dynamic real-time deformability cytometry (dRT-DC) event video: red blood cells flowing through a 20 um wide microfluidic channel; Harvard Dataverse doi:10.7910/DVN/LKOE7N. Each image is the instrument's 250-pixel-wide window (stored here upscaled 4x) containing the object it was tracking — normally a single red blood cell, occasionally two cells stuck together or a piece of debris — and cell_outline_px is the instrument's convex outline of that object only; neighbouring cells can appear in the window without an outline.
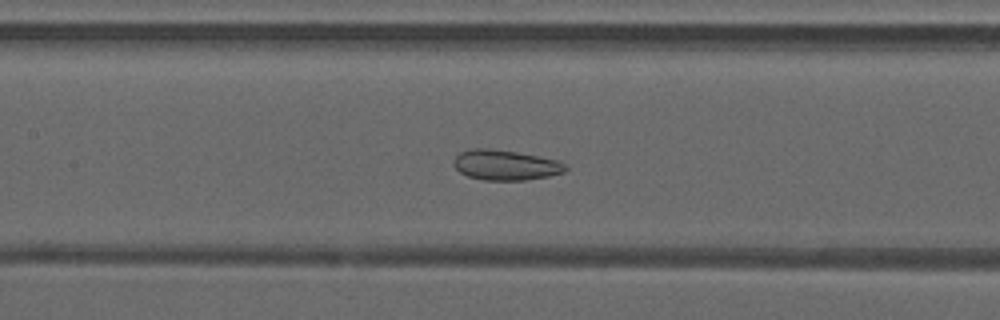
{"species": "common noctule bat (a hibernating species)", "species_latin": "Nyctalus noctula", "temperature_condition": "warm", "stored_images_in_passage": 49, "camera_frame_rate_fps": 3000, "um_per_image_px": 0.085, "animal": {"sex": "male", "forearm_length_mm": 52.5}, "frame": {"image": 1, "passage_image": 22, "time_ms": 7.0, "image_size_px": [1000, 320], "cell_outline_px": [[568, 168], [564, 172], [548, 176], [524, 180], [484, 180], [468, 176], [460, 172], [452, 164], [456, 156], [460, 152], [472, 148], [488, 148], [516, 152], [556, 160], [564, 164]], "centroid_in_image_um": [42.93, 14.03], "position_along_channel_um": 164.5, "area_um2": 19.48}}
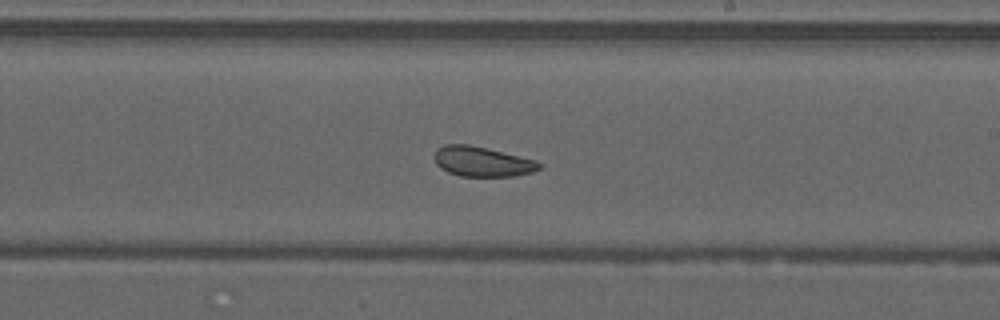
{"frame": {"image": 2, "passage_image": 28, "time_ms": 9.0, "image_size_px": [1000, 320], "cell_outline_px": [[540, 168], [532, 172], [516, 176], [460, 176], [448, 172], [440, 168], [436, 164], [432, 156], [436, 148], [444, 144], [468, 144], [488, 148], [536, 160], [540, 164]], "centroid_in_image_um": [40.93, 13.72], "position_along_channel_um": 248.1, "area_um2": 18.5}}
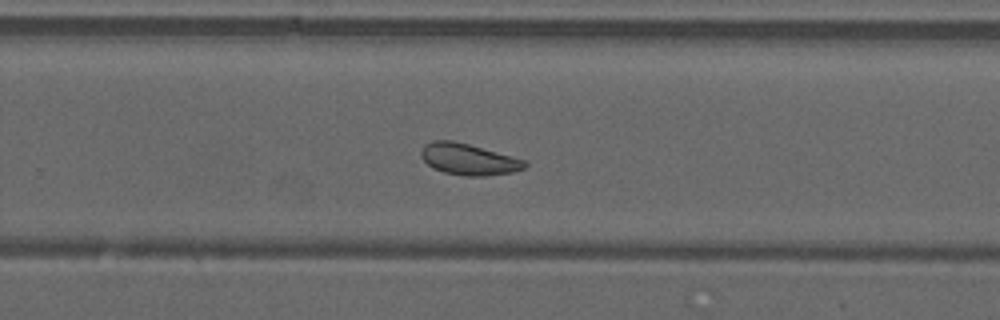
{"frame": {"image": 3, "passage_image": 31, "time_ms": 10.0, "image_size_px": [1000, 320], "cell_outline_px": [[528, 164], [524, 168], [512, 172], [484, 176], [468, 176], [444, 172], [432, 168], [420, 156], [420, 152], [424, 144], [432, 140], [452, 140], [468, 144], [512, 156], [524, 160]], "centroid_in_image_um": [39.79, 13.53], "position_along_channel_um": 290.0, "area_um2": 18.84}, "authors_computed_cell_mechanics": {"area_um2": 21.2704, "velocity_mm_per_s": 4.1993, "shape_relaxation_time_tau1_ms": null, "shape_relaxation_time_tau2_ms": 2.1735, "deformation_change_tau1": null, "deformation_change_tau2": 0.0742}}